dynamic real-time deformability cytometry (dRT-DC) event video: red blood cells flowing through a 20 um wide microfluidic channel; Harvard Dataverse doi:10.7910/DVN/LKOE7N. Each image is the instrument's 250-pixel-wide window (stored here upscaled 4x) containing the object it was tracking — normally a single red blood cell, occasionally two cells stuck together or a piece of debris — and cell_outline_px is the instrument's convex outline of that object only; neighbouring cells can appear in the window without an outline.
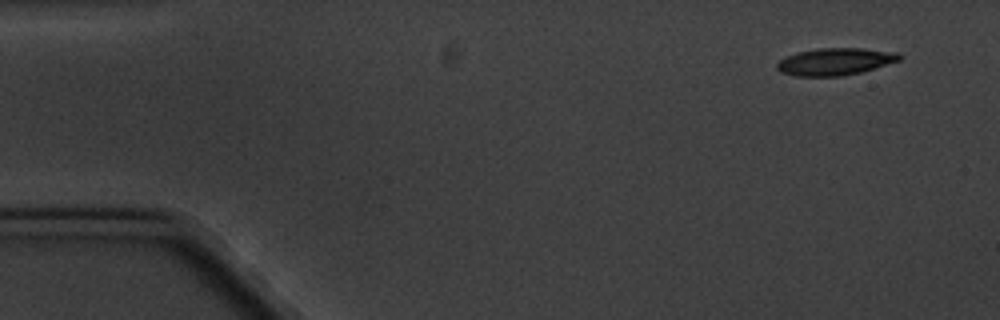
{"species": "common noctule bat (a hibernating species)", "species_latin": "Nyctalus noctula", "temperature_condition": "cold", "stored_images_in_passage": 9, "camera_frame_rate_fps": 3000, "um_per_image_px": 0.085, "animal": {"sex": "male", "body_mass_g": 20.1, "forearm_length_mm": 53.5}, "frame": {"image": 1, "passage_image": 1, "time_ms": 0.0, "image_size_px": [1000, 320], "cell_outline_px": [[900, 60], [860, 72], [840, 76], [796, 76], [780, 72], [776, 68], [776, 64], [780, 60], [796, 52], [816, 48], [864, 48], [896, 52], [900, 56]], "centroid_in_image_um": [70.94, 5.23], "position_along_channel_um": 14.1, "area_um2": 19.25}}